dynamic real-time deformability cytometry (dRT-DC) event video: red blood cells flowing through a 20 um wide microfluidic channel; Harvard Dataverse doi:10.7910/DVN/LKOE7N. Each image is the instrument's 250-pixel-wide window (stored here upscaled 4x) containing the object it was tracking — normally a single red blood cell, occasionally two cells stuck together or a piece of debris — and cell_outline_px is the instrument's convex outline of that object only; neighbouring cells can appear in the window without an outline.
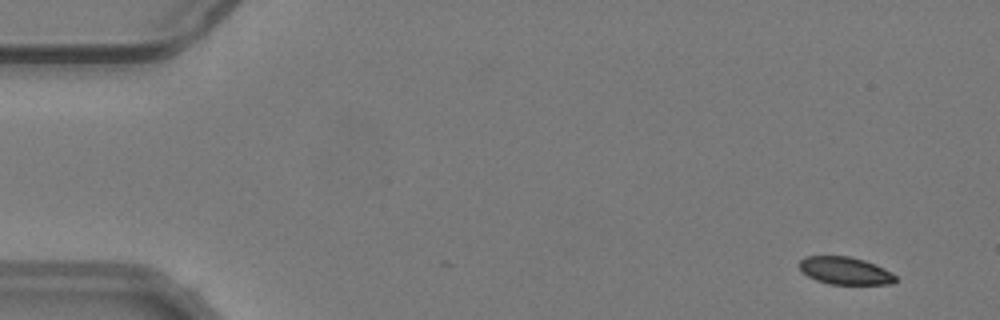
{"species": "common noctule bat (a hibernating species)", "species_latin": "Nyctalus noctula", "temperature_condition": "warm", "stored_images_in_passage": 47, "camera_frame_rate_fps": 3000, "um_per_image_px": 0.085, "animal": {"sex": "male", "body_mass_g": 19.2, "forearm_length_mm": 51.8}, "frame": {"image": 1, "passage_image": 4, "time_ms": 1.0, "image_size_px": [1000, 320], "cell_outline_px": [[896, 280], [892, 284], [828, 284], [816, 280], [808, 276], [800, 268], [800, 260], [804, 256], [848, 256], [864, 260], [876, 264], [892, 272], [896, 276]], "centroid_in_image_um": [71.85, 23.01], "position_along_channel_um": 13.1, "area_um2": 15.43}}
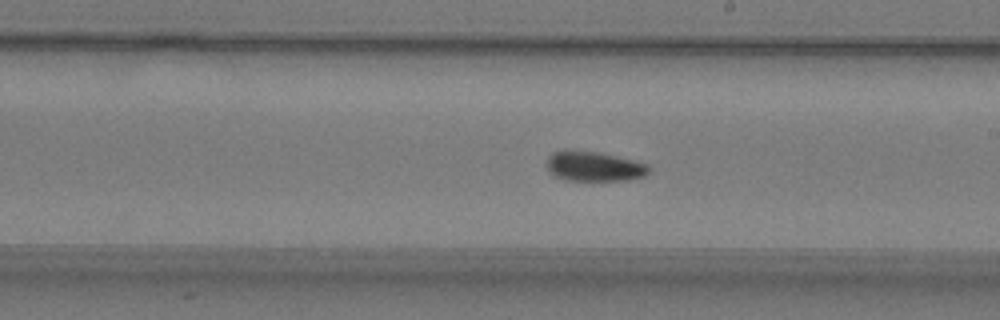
{"frame": {"image": 2, "passage_image": 32, "time_ms": 10.333, "image_size_px": [1000, 320], "cell_outline_px": [[652, 168], [648, 176], [628, 180], [564, 180], [552, 176], [548, 168], [548, 156], [552, 152], [596, 152], [616, 156], [648, 164]], "centroid_in_image_um": [50.57, 14.18], "position_along_channel_um": 238.4, "area_um2": 17.51}}
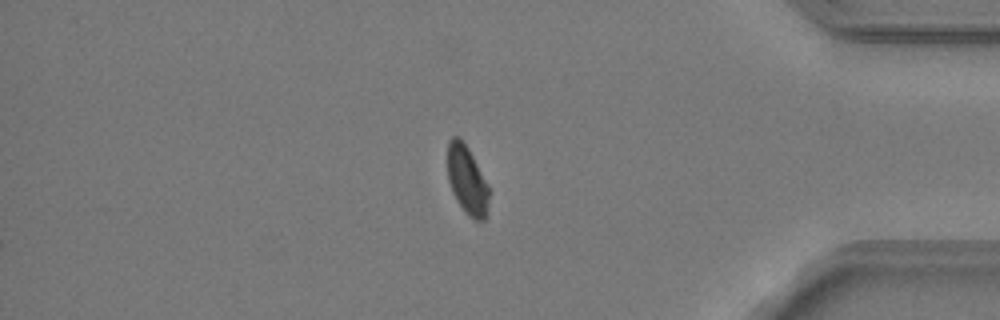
{"frame": {"image": 3, "passage_image": 47, "time_ms": 15.333, "image_size_px": [1000, 320], "cell_outline_px": [[488, 200], [484, 220], [472, 220], [464, 212], [456, 200], [452, 192], [448, 180], [448, 140], [452, 136], [456, 136], [468, 148], [488, 184]], "centroid_in_image_um": [39.68, 15.33], "position_along_channel_um": 395.5, "area_um2": 16.36}, "authors_computed_cell_mechanics": {"area_um2": 17.629, "velocity_mm_per_s": 3.7519, "shape_relaxation_time_tau1_ms": 3.835, "shape_relaxation_time_tau2_ms": 6.9495, "deformation_change_tau1": 0.106, "deformation_change_tau2": 0.0974}}